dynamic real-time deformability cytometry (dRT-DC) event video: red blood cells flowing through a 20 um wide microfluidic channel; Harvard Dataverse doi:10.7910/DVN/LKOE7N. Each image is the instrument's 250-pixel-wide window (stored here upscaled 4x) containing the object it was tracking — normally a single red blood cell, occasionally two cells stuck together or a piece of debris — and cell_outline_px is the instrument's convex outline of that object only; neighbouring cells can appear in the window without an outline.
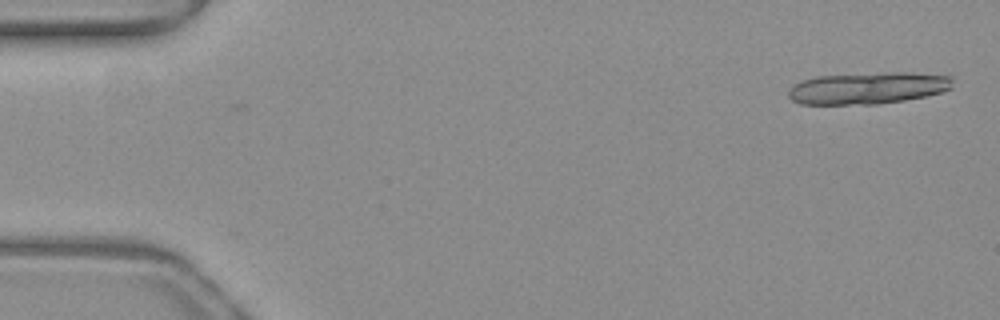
{"species": "common noctule bat (a hibernating species)", "species_latin": "Nyctalus noctula", "temperature_condition": "warm", "stored_images_in_passage": 8, "camera_frame_rate_fps": 3000, "um_per_image_px": 0.085, "animal": {"sex": "female", "body_mass_g": 19.3, "forearm_length_mm": 54.1}, "frame": {"image": 1, "passage_image": 8, "time_ms": 2.333, "image_size_px": [1000, 320], "cell_outline_px": [[952, 88], [940, 92], [924, 96], [904, 100], [876, 104], [800, 104], [792, 100], [788, 96], [788, 88], [792, 84], [816, 76], [884, 72], [908, 72], [952, 76]], "centroid_in_image_um": [73.74, 7.48], "position_along_channel_um": 11.3, "area_um2": 30.58}}